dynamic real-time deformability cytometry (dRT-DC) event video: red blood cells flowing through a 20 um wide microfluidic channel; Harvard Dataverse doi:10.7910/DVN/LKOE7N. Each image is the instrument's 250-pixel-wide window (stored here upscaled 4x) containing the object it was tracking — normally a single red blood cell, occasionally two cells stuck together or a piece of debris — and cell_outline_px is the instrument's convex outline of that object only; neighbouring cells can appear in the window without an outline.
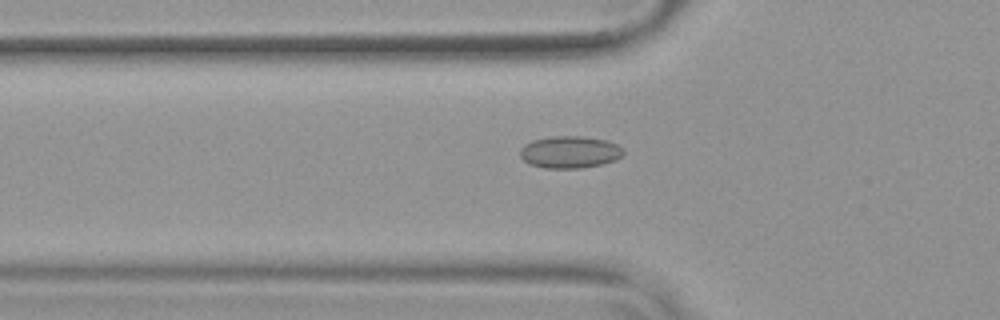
{"species": "common noctule bat (a hibernating species)", "species_latin": "Nyctalus noctula", "temperature_condition": "warm", "stored_images_in_passage": 41, "camera_frame_rate_fps": 3000, "um_per_image_px": 0.085, "animal": {"sex": "female", "body_mass_g": 19.9}, "frame": {"image": 1, "passage_image": 6, "time_ms": 1.667, "image_size_px": [1000, 320], "cell_outline_px": [[624, 156], [616, 160], [604, 164], [580, 168], [544, 168], [528, 164], [520, 156], [520, 148], [524, 144], [532, 140], [552, 136], [584, 136], [608, 140], [624, 148]], "centroid_in_image_um": [48.46, 12.92], "position_along_channel_um": 77.3, "area_um2": 19.71}}
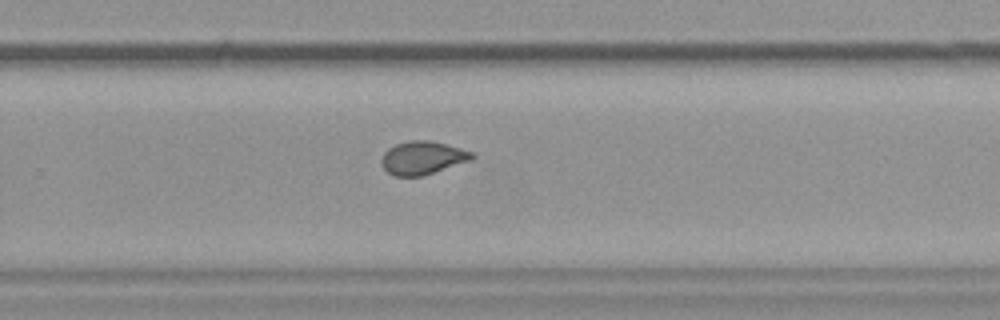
{"frame": {"image": 2, "passage_image": 23, "time_ms": 7.333, "image_size_px": [1000, 320], "cell_outline_px": [[476, 156], [472, 160], [420, 176], [392, 176], [380, 164], [380, 160], [384, 152], [388, 148], [396, 144], [408, 140], [428, 140], [460, 148], [472, 152]], "centroid_in_image_um": [35.88, 13.41], "position_along_channel_um": 293.9, "area_um2": 17.46}}
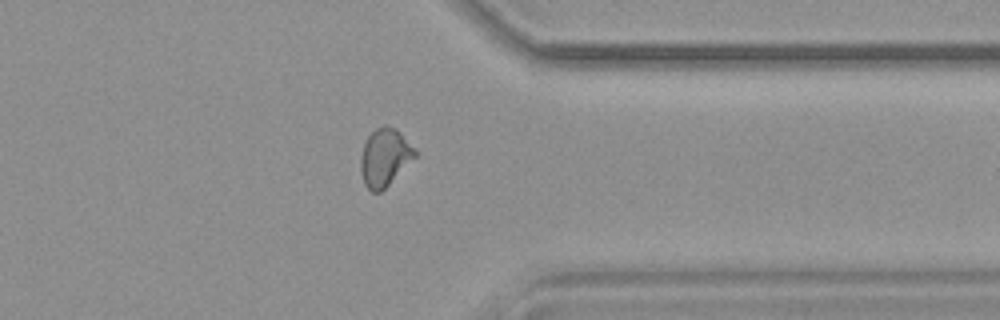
{"frame": {"image": 3, "passage_image": 30, "time_ms": 9.667, "image_size_px": [1000, 320], "cell_outline_px": [[416, 156], [380, 192], [372, 192], [364, 184], [360, 172], [360, 156], [364, 144], [368, 136], [376, 128], [384, 124], [388, 124], [396, 128], [400, 132], [416, 152]], "centroid_in_image_um": [32.66, 13.35], "position_along_channel_um": 378.7, "area_um2": 18.03}, "authors_computed_cell_mechanics": {"area_um2": 17.8602, "velocity_mm_per_s": 3.8242, "shape_relaxation_time_tau1_ms": null, "shape_relaxation_time_tau2_ms": 1.1597, "deformation_change_tau1": null, "deformation_change_tau2": 0.0635}}